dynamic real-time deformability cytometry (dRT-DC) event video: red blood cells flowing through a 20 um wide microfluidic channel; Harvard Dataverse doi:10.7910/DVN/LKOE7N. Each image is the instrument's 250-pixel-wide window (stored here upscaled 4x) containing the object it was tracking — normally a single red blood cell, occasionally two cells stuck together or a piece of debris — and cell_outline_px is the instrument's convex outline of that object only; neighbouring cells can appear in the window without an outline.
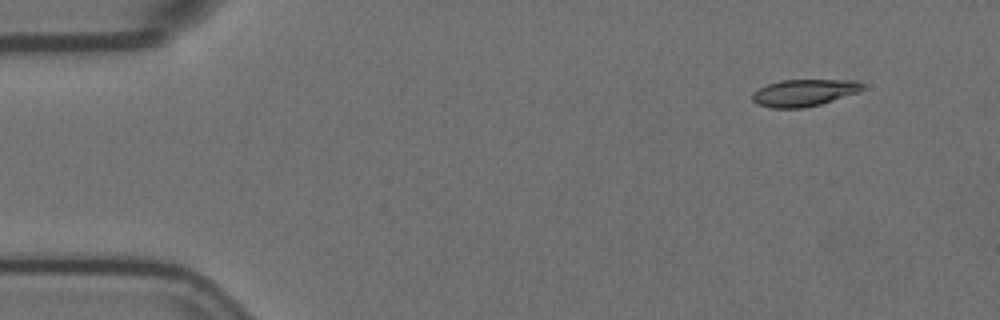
{"species": "Egyptian fruit bat (a non-hibernating species)", "species_latin": "Rousettus aegyptiacus", "temperature_condition": "room temperature", "stored_images_in_passage": 4, "camera_frame_rate_fps": 3000, "um_per_image_px": 0.085, "animal": {"sex": "female"}, "frame": {"image": 1, "passage_image": 1, "time_ms": 0.0, "image_size_px": [1000, 320], "cell_outline_px": [[864, 88], [856, 92], [820, 104], [804, 108], [772, 108], [756, 104], [752, 100], [752, 92], [768, 84], [780, 80], [856, 80], [864, 84]], "centroid_in_image_um": [68.3, 7.88], "position_along_channel_um": 16.7, "area_um2": 17.17}}
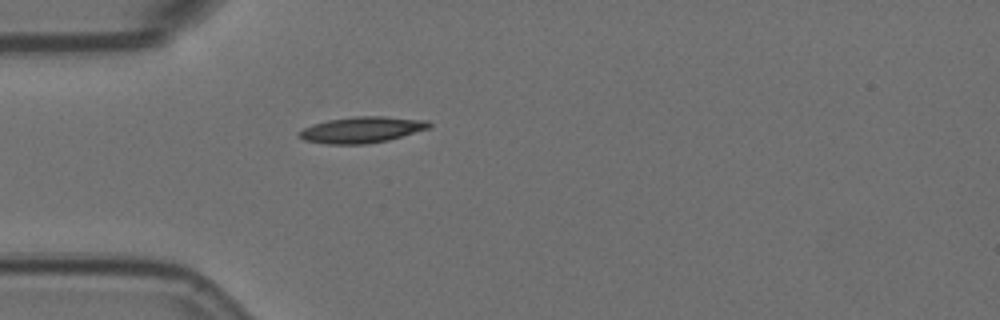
{"frame": {"image": 2, "passage_image": 4, "time_ms": 1.0, "image_size_px": [1000, 320], "cell_outline_px": [[432, 124], [428, 128], [388, 140], [364, 144], [328, 144], [304, 140], [300, 136], [300, 132], [304, 128], [312, 124], [328, 120], [356, 116], [384, 116], [428, 120]], "centroid_in_image_um": [30.77, 11.02], "position_along_channel_um": 54.2, "area_um2": 19.54}}